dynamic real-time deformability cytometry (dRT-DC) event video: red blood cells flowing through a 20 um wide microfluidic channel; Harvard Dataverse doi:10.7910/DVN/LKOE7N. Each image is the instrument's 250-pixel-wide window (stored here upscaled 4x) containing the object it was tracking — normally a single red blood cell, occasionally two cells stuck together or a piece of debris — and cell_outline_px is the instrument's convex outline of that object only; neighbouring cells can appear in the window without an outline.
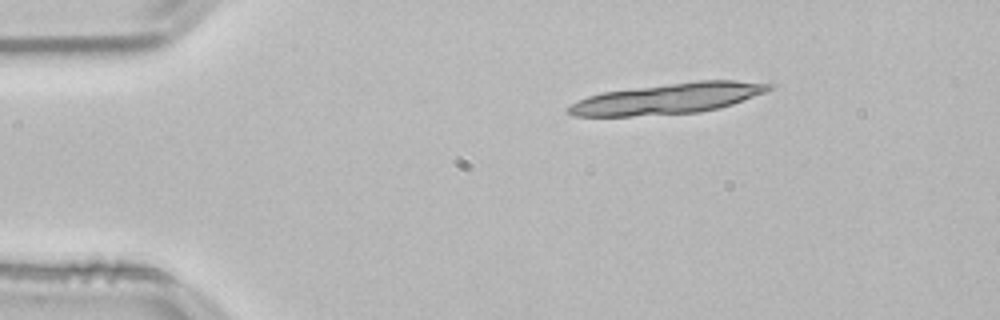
{"species": "common noctule bat (a hibernating species)", "species_latin": "Nyctalus noctula", "temperature_condition": "room temperature", "stored_images_in_passage": 13, "segment_of_instrument_passage": [2, 2], "camera_frame_rate_fps": 3000, "um_per_image_px": 0.085, "animal": {"sex": "male", "body_mass_g": 21.5, "forearm_length_mm": 52.0}, "frame": {"image": 1, "passage_image": 2, "time_ms": 0.333, "image_size_px": [1000, 320], "cell_outline_px": [[680, 88], [656, 108], [640, 112], [612, 116], [604, 116], [600, 96], [616, 92], [660, 88]], "centroid_in_image_um": [53.93, 8.57], "position_along_channel_um": 31.1, "area_um2": 10.35}}